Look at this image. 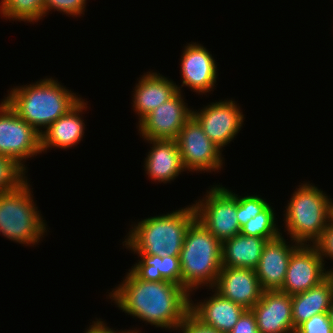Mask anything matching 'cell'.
<instances>
[{
  "instance_id": "obj_26",
  "label": "cell",
  "mask_w": 333,
  "mask_h": 333,
  "mask_svg": "<svg viewBox=\"0 0 333 333\" xmlns=\"http://www.w3.org/2000/svg\"><path fill=\"white\" fill-rule=\"evenodd\" d=\"M26 170L14 159L0 155V193L16 190L27 181Z\"/></svg>"
},
{
  "instance_id": "obj_30",
  "label": "cell",
  "mask_w": 333,
  "mask_h": 333,
  "mask_svg": "<svg viewBox=\"0 0 333 333\" xmlns=\"http://www.w3.org/2000/svg\"><path fill=\"white\" fill-rule=\"evenodd\" d=\"M319 252L323 262L324 258L333 259V222H329L323 234L313 244Z\"/></svg>"
},
{
  "instance_id": "obj_19",
  "label": "cell",
  "mask_w": 333,
  "mask_h": 333,
  "mask_svg": "<svg viewBox=\"0 0 333 333\" xmlns=\"http://www.w3.org/2000/svg\"><path fill=\"white\" fill-rule=\"evenodd\" d=\"M87 104L82 99L67 114L58 118L46 130H42L41 153L47 148L67 149L76 146L83 139L85 124L80 114L86 110Z\"/></svg>"
},
{
  "instance_id": "obj_3",
  "label": "cell",
  "mask_w": 333,
  "mask_h": 333,
  "mask_svg": "<svg viewBox=\"0 0 333 333\" xmlns=\"http://www.w3.org/2000/svg\"><path fill=\"white\" fill-rule=\"evenodd\" d=\"M195 219L193 204L170 214L148 217L132 226L123 246L134 254L179 256L187 229Z\"/></svg>"
},
{
  "instance_id": "obj_4",
  "label": "cell",
  "mask_w": 333,
  "mask_h": 333,
  "mask_svg": "<svg viewBox=\"0 0 333 333\" xmlns=\"http://www.w3.org/2000/svg\"><path fill=\"white\" fill-rule=\"evenodd\" d=\"M221 251V241L195 219L187 229L179 255L182 287L189 294L201 286L214 287L222 269Z\"/></svg>"
},
{
  "instance_id": "obj_33",
  "label": "cell",
  "mask_w": 333,
  "mask_h": 333,
  "mask_svg": "<svg viewBox=\"0 0 333 333\" xmlns=\"http://www.w3.org/2000/svg\"><path fill=\"white\" fill-rule=\"evenodd\" d=\"M106 325L104 321L97 319V321L92 322V325L89 326V329H87L85 333H113V329Z\"/></svg>"
},
{
  "instance_id": "obj_17",
  "label": "cell",
  "mask_w": 333,
  "mask_h": 333,
  "mask_svg": "<svg viewBox=\"0 0 333 333\" xmlns=\"http://www.w3.org/2000/svg\"><path fill=\"white\" fill-rule=\"evenodd\" d=\"M194 304L190 300L189 312L202 324L221 333H229L246 311L244 307L222 297L218 292Z\"/></svg>"
},
{
  "instance_id": "obj_11",
  "label": "cell",
  "mask_w": 333,
  "mask_h": 333,
  "mask_svg": "<svg viewBox=\"0 0 333 333\" xmlns=\"http://www.w3.org/2000/svg\"><path fill=\"white\" fill-rule=\"evenodd\" d=\"M324 265L318 250L312 243L300 244L292 252L280 291L292 296L318 286L329 276Z\"/></svg>"
},
{
  "instance_id": "obj_16",
  "label": "cell",
  "mask_w": 333,
  "mask_h": 333,
  "mask_svg": "<svg viewBox=\"0 0 333 333\" xmlns=\"http://www.w3.org/2000/svg\"><path fill=\"white\" fill-rule=\"evenodd\" d=\"M291 244L292 246L288 245L281 234L267 241L264 246L260 261L255 268L263 291L282 288L292 252L300 245L296 242Z\"/></svg>"
},
{
  "instance_id": "obj_10",
  "label": "cell",
  "mask_w": 333,
  "mask_h": 333,
  "mask_svg": "<svg viewBox=\"0 0 333 333\" xmlns=\"http://www.w3.org/2000/svg\"><path fill=\"white\" fill-rule=\"evenodd\" d=\"M192 117L200 124L206 136L220 149L234 139L245 119L240 107L232 99L213 102L199 112L192 110Z\"/></svg>"
},
{
  "instance_id": "obj_6",
  "label": "cell",
  "mask_w": 333,
  "mask_h": 333,
  "mask_svg": "<svg viewBox=\"0 0 333 333\" xmlns=\"http://www.w3.org/2000/svg\"><path fill=\"white\" fill-rule=\"evenodd\" d=\"M28 181L13 191L0 193V234L19 244H38L46 223L34 204Z\"/></svg>"
},
{
  "instance_id": "obj_21",
  "label": "cell",
  "mask_w": 333,
  "mask_h": 333,
  "mask_svg": "<svg viewBox=\"0 0 333 333\" xmlns=\"http://www.w3.org/2000/svg\"><path fill=\"white\" fill-rule=\"evenodd\" d=\"M292 321L296 330L302 323L320 313H329L333 301V279L328 276L318 286L291 296Z\"/></svg>"
},
{
  "instance_id": "obj_7",
  "label": "cell",
  "mask_w": 333,
  "mask_h": 333,
  "mask_svg": "<svg viewBox=\"0 0 333 333\" xmlns=\"http://www.w3.org/2000/svg\"><path fill=\"white\" fill-rule=\"evenodd\" d=\"M202 200L193 204L196 219L201 222L219 241L232 238L241 231L237 219V194L213 185Z\"/></svg>"
},
{
  "instance_id": "obj_2",
  "label": "cell",
  "mask_w": 333,
  "mask_h": 333,
  "mask_svg": "<svg viewBox=\"0 0 333 333\" xmlns=\"http://www.w3.org/2000/svg\"><path fill=\"white\" fill-rule=\"evenodd\" d=\"M4 100L37 132L47 129L58 118L67 114L82 98L51 78L34 84L12 88Z\"/></svg>"
},
{
  "instance_id": "obj_8",
  "label": "cell",
  "mask_w": 333,
  "mask_h": 333,
  "mask_svg": "<svg viewBox=\"0 0 333 333\" xmlns=\"http://www.w3.org/2000/svg\"><path fill=\"white\" fill-rule=\"evenodd\" d=\"M41 153V136L3 99L0 103V155L14 159L25 170L24 160Z\"/></svg>"
},
{
  "instance_id": "obj_36",
  "label": "cell",
  "mask_w": 333,
  "mask_h": 333,
  "mask_svg": "<svg viewBox=\"0 0 333 333\" xmlns=\"http://www.w3.org/2000/svg\"><path fill=\"white\" fill-rule=\"evenodd\" d=\"M331 222H333V201H331Z\"/></svg>"
},
{
  "instance_id": "obj_32",
  "label": "cell",
  "mask_w": 333,
  "mask_h": 333,
  "mask_svg": "<svg viewBox=\"0 0 333 333\" xmlns=\"http://www.w3.org/2000/svg\"><path fill=\"white\" fill-rule=\"evenodd\" d=\"M229 333H259L253 312L246 310Z\"/></svg>"
},
{
  "instance_id": "obj_29",
  "label": "cell",
  "mask_w": 333,
  "mask_h": 333,
  "mask_svg": "<svg viewBox=\"0 0 333 333\" xmlns=\"http://www.w3.org/2000/svg\"><path fill=\"white\" fill-rule=\"evenodd\" d=\"M296 333H333L329 313H320L302 323Z\"/></svg>"
},
{
  "instance_id": "obj_37",
  "label": "cell",
  "mask_w": 333,
  "mask_h": 333,
  "mask_svg": "<svg viewBox=\"0 0 333 333\" xmlns=\"http://www.w3.org/2000/svg\"><path fill=\"white\" fill-rule=\"evenodd\" d=\"M333 268L327 270L329 272V276L333 279Z\"/></svg>"
},
{
  "instance_id": "obj_1",
  "label": "cell",
  "mask_w": 333,
  "mask_h": 333,
  "mask_svg": "<svg viewBox=\"0 0 333 333\" xmlns=\"http://www.w3.org/2000/svg\"><path fill=\"white\" fill-rule=\"evenodd\" d=\"M109 294L122 312L169 330H177L190 310L191 297L182 286L141 280L131 270Z\"/></svg>"
},
{
  "instance_id": "obj_27",
  "label": "cell",
  "mask_w": 333,
  "mask_h": 333,
  "mask_svg": "<svg viewBox=\"0 0 333 333\" xmlns=\"http://www.w3.org/2000/svg\"><path fill=\"white\" fill-rule=\"evenodd\" d=\"M269 203L257 195H237V219L240 227L263 211Z\"/></svg>"
},
{
  "instance_id": "obj_24",
  "label": "cell",
  "mask_w": 333,
  "mask_h": 333,
  "mask_svg": "<svg viewBox=\"0 0 333 333\" xmlns=\"http://www.w3.org/2000/svg\"><path fill=\"white\" fill-rule=\"evenodd\" d=\"M44 0H1L0 14L6 19L36 22L44 17ZM43 16V17H42Z\"/></svg>"
},
{
  "instance_id": "obj_18",
  "label": "cell",
  "mask_w": 333,
  "mask_h": 333,
  "mask_svg": "<svg viewBox=\"0 0 333 333\" xmlns=\"http://www.w3.org/2000/svg\"><path fill=\"white\" fill-rule=\"evenodd\" d=\"M152 144L145 158L144 170L152 181L168 183L184 171L176 140L146 139Z\"/></svg>"
},
{
  "instance_id": "obj_5",
  "label": "cell",
  "mask_w": 333,
  "mask_h": 333,
  "mask_svg": "<svg viewBox=\"0 0 333 333\" xmlns=\"http://www.w3.org/2000/svg\"><path fill=\"white\" fill-rule=\"evenodd\" d=\"M298 187L284 210L285 231L293 243L314 244L331 221L332 199L312 183L306 182Z\"/></svg>"
},
{
  "instance_id": "obj_35",
  "label": "cell",
  "mask_w": 333,
  "mask_h": 333,
  "mask_svg": "<svg viewBox=\"0 0 333 333\" xmlns=\"http://www.w3.org/2000/svg\"><path fill=\"white\" fill-rule=\"evenodd\" d=\"M329 316H330V319H331V323L333 325V301H332V304H331V308L329 309Z\"/></svg>"
},
{
  "instance_id": "obj_23",
  "label": "cell",
  "mask_w": 333,
  "mask_h": 333,
  "mask_svg": "<svg viewBox=\"0 0 333 333\" xmlns=\"http://www.w3.org/2000/svg\"><path fill=\"white\" fill-rule=\"evenodd\" d=\"M141 257L131 271L141 280L169 281L182 286V273L179 256L146 255L136 253Z\"/></svg>"
},
{
  "instance_id": "obj_13",
  "label": "cell",
  "mask_w": 333,
  "mask_h": 333,
  "mask_svg": "<svg viewBox=\"0 0 333 333\" xmlns=\"http://www.w3.org/2000/svg\"><path fill=\"white\" fill-rule=\"evenodd\" d=\"M181 55L182 85L178 91L188 86L196 93L212 91L217 79V65L212 54L201 44L188 43Z\"/></svg>"
},
{
  "instance_id": "obj_22",
  "label": "cell",
  "mask_w": 333,
  "mask_h": 333,
  "mask_svg": "<svg viewBox=\"0 0 333 333\" xmlns=\"http://www.w3.org/2000/svg\"><path fill=\"white\" fill-rule=\"evenodd\" d=\"M267 239L241 233L221 242L222 267L255 270Z\"/></svg>"
},
{
  "instance_id": "obj_20",
  "label": "cell",
  "mask_w": 333,
  "mask_h": 333,
  "mask_svg": "<svg viewBox=\"0 0 333 333\" xmlns=\"http://www.w3.org/2000/svg\"><path fill=\"white\" fill-rule=\"evenodd\" d=\"M177 86L171 79H168L156 72H147L136 84L133 107L139 116L138 123L155 108L167 102L177 92Z\"/></svg>"
},
{
  "instance_id": "obj_12",
  "label": "cell",
  "mask_w": 333,
  "mask_h": 333,
  "mask_svg": "<svg viewBox=\"0 0 333 333\" xmlns=\"http://www.w3.org/2000/svg\"><path fill=\"white\" fill-rule=\"evenodd\" d=\"M178 91L167 102H164L139 123L140 135L145 139L176 140L179 131L192 117V109L187 108L182 96Z\"/></svg>"
},
{
  "instance_id": "obj_14",
  "label": "cell",
  "mask_w": 333,
  "mask_h": 333,
  "mask_svg": "<svg viewBox=\"0 0 333 333\" xmlns=\"http://www.w3.org/2000/svg\"><path fill=\"white\" fill-rule=\"evenodd\" d=\"M259 333H294L291 295L280 290L263 291L251 309Z\"/></svg>"
},
{
  "instance_id": "obj_9",
  "label": "cell",
  "mask_w": 333,
  "mask_h": 333,
  "mask_svg": "<svg viewBox=\"0 0 333 333\" xmlns=\"http://www.w3.org/2000/svg\"><path fill=\"white\" fill-rule=\"evenodd\" d=\"M185 171H218L223 166L222 150L204 133L191 117L176 139Z\"/></svg>"
},
{
  "instance_id": "obj_28",
  "label": "cell",
  "mask_w": 333,
  "mask_h": 333,
  "mask_svg": "<svg viewBox=\"0 0 333 333\" xmlns=\"http://www.w3.org/2000/svg\"><path fill=\"white\" fill-rule=\"evenodd\" d=\"M87 0H44V16L51 10L60 11L70 16H81L85 11Z\"/></svg>"
},
{
  "instance_id": "obj_25",
  "label": "cell",
  "mask_w": 333,
  "mask_h": 333,
  "mask_svg": "<svg viewBox=\"0 0 333 333\" xmlns=\"http://www.w3.org/2000/svg\"><path fill=\"white\" fill-rule=\"evenodd\" d=\"M275 222V213L269 204L263 211L244 224L240 233L246 236L264 238L268 241L273 240L282 234Z\"/></svg>"
},
{
  "instance_id": "obj_15",
  "label": "cell",
  "mask_w": 333,
  "mask_h": 333,
  "mask_svg": "<svg viewBox=\"0 0 333 333\" xmlns=\"http://www.w3.org/2000/svg\"><path fill=\"white\" fill-rule=\"evenodd\" d=\"M213 289L246 310L253 308L263 292L255 270L233 267H222Z\"/></svg>"
},
{
  "instance_id": "obj_31",
  "label": "cell",
  "mask_w": 333,
  "mask_h": 333,
  "mask_svg": "<svg viewBox=\"0 0 333 333\" xmlns=\"http://www.w3.org/2000/svg\"><path fill=\"white\" fill-rule=\"evenodd\" d=\"M177 330H182L183 333H221L212 327L202 324L190 312L185 316Z\"/></svg>"
},
{
  "instance_id": "obj_34",
  "label": "cell",
  "mask_w": 333,
  "mask_h": 333,
  "mask_svg": "<svg viewBox=\"0 0 333 333\" xmlns=\"http://www.w3.org/2000/svg\"><path fill=\"white\" fill-rule=\"evenodd\" d=\"M113 333H140V332H139V329L138 330L134 329V330H124V331H118V332L113 330Z\"/></svg>"
}]
</instances>
